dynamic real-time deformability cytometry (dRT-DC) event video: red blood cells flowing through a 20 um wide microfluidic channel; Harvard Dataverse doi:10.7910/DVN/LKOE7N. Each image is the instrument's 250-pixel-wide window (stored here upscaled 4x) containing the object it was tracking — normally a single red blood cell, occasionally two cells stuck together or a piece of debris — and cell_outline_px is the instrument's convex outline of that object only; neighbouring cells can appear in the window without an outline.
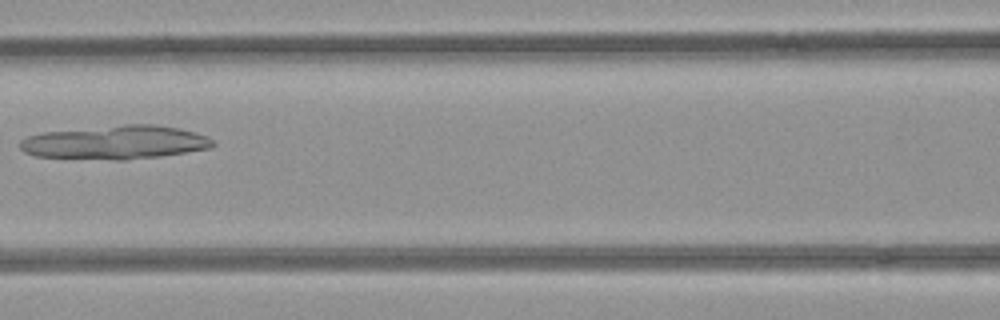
{"species": "common noctule bat (a hibernating species)", "species_latin": "Nyctalus noctula", "temperature_condition": "room temperature", "stored_images_in_passage": 6, "camera_frame_rate_fps": 3000, "um_per_image_px": 0.085, "animal": {"sex": "female", "body_mass_g": 21.9}, "frame": {"image": 1, "passage_image": 5, "time_ms": 1.333, "image_size_px": [1000, 320], "cell_outline_px": [[216, 144], [208, 148], [160, 156], [124, 160], [116, 160], [36, 156], [24, 152], [20, 148], [20, 140], [28, 136], [44, 132], [124, 124], [152, 124], [180, 128], [196, 132], [208, 136], [216, 140]], "centroid_in_image_um": [9.83, 12.09], "position_along_channel_um": 156.8, "area_um2": 37.86}}
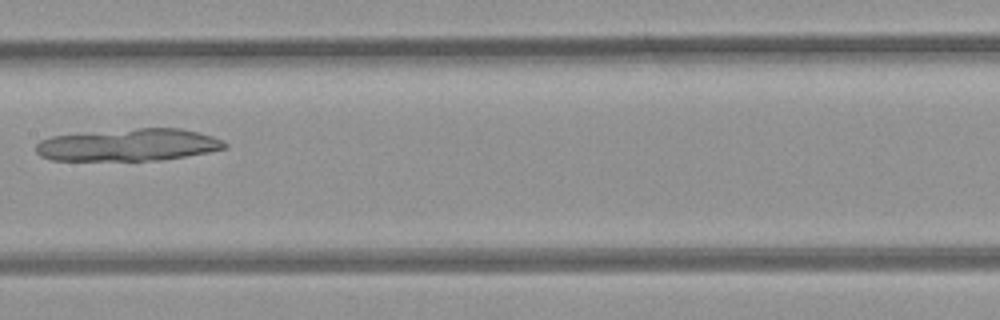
{"frame": {"image": 2, "passage_image": 6, "time_ms": 1.667, "image_size_px": [1000, 320], "cell_outline_px": [[228, 148], [208, 152], [160, 160], [52, 160], [40, 156], [36, 152], [36, 144], [40, 140], [52, 136], [140, 128], [180, 128], [200, 132], [224, 140], [228, 144]], "centroid_in_image_um": [10.97, 12.32], "position_along_channel_um": 196.4, "area_um2": 35.32}}